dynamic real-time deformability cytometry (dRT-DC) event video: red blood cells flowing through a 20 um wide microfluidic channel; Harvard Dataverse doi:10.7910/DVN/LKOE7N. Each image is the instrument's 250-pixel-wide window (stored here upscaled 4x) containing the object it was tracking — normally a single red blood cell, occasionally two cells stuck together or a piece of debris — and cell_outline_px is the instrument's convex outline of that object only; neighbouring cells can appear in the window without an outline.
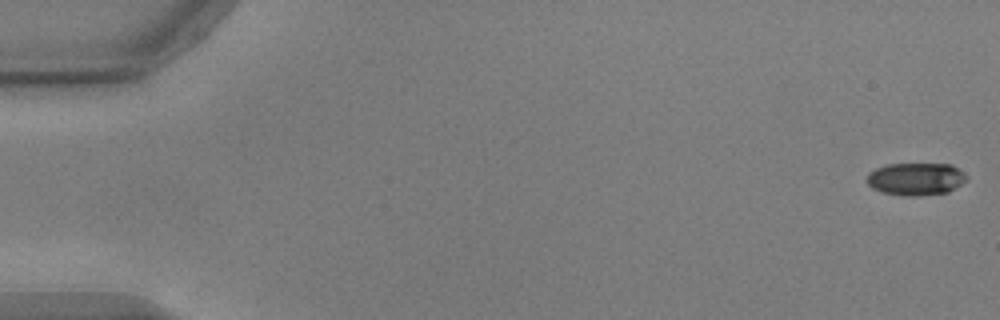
{"species": "common noctule bat (a hibernating species)", "species_latin": "Nyctalus noctula", "temperature_condition": "warm", "stored_images_in_passage": 54, "camera_frame_rate_fps": 3000, "um_per_image_px": 0.085, "animal": {"sex": "male", "body_mass_g": 17.9, "forearm_length_mm": 54.2}, "frame": {"image": 1, "passage_image": 1, "time_ms": 0.0, "image_size_px": [1000, 320], "cell_outline_px": [[968, 180], [948, 192], [920, 196], [900, 196], [880, 192], [872, 188], [868, 184], [868, 172], [876, 168], [888, 164], [952, 164], [968, 176]], "centroid_in_image_um": [77.85, 15.22], "position_along_channel_um": 7.1, "area_um2": 19.13}}
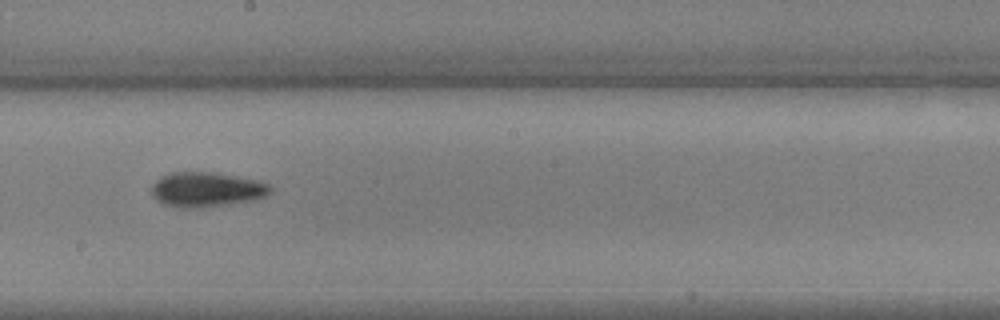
{"frame": {"image": 2, "passage_image": 31, "time_ms": 10.0, "image_size_px": [1000, 320], "cell_outline_px": [[272, 192], [264, 196], [252, 200], [228, 204], [200, 208], [184, 208], [164, 204], [156, 200], [152, 196], [152, 184], [160, 176], [168, 172], [216, 172], [256, 180], [268, 184], [272, 188]], "centroid_in_image_um": [17.52, 16.1], "position_along_channel_um": 230.7, "area_um2": 24.16}}
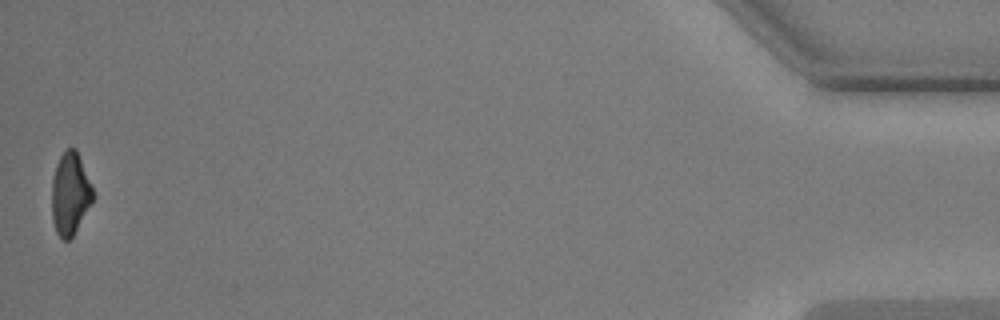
{"frame": {"image": 3, "passage_image": 54, "time_ms": 17.667, "image_size_px": [1000, 320], "cell_outline_px": [[96, 196], [72, 236], [68, 240], [64, 240], [56, 232], [52, 220], [52, 180], [56, 164], [60, 156], [68, 148], [76, 148]], "centroid_in_image_um": [5.97, 16.46], "position_along_channel_um": 429.2, "area_um2": 19.65}, "authors_computed_cell_mechanics": {"area_um2": 21.2993, "velocity_mm_per_s": 3.7553, "shape_relaxation_time_tau1_ms": 3.6855, "shape_relaxation_time_tau2_ms": 5.1632, "deformation_change_tau1": 0.1393, "deformation_change_tau2": 0.1109}}